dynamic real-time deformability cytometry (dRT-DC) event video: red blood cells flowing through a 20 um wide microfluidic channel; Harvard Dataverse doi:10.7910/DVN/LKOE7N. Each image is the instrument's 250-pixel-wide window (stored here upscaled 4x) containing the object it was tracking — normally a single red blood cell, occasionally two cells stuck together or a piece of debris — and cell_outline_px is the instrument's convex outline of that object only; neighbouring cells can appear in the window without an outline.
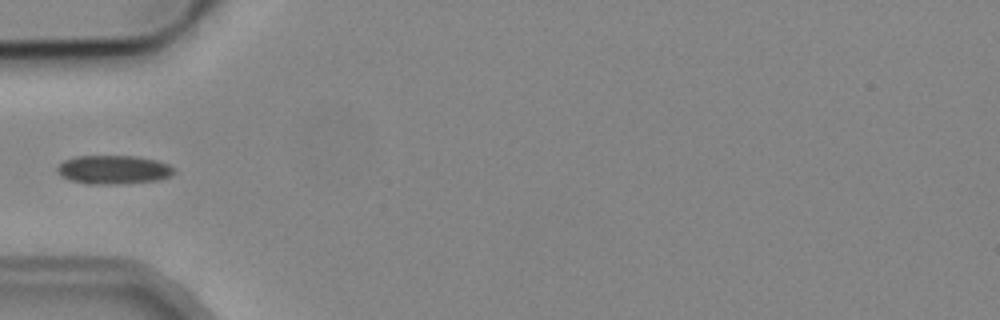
{"species": "common noctule bat (a hibernating species)", "species_latin": "Nyctalus noctula", "temperature_condition": "cold", "stored_images_in_passage": 5, "camera_frame_rate_fps": 3000, "um_per_image_px": 0.085, "animal": {"sex": "male", "body_mass_g": 19.2, "forearm_length_mm": 51.8}, "frame": {"image": 1, "passage_image": 5, "time_ms": 4.667, "image_size_px": [1000, 320], "cell_outline_px": [[176, 168], [168, 176], [160, 180], [116, 184], [88, 184], [72, 180], [60, 176], [56, 172], [56, 168], [64, 160], [76, 156], [136, 156], [156, 160], [168, 164]], "centroid_in_image_um": [9.62, 14.42], "position_along_channel_um": 75.4, "area_um2": 19.54}}